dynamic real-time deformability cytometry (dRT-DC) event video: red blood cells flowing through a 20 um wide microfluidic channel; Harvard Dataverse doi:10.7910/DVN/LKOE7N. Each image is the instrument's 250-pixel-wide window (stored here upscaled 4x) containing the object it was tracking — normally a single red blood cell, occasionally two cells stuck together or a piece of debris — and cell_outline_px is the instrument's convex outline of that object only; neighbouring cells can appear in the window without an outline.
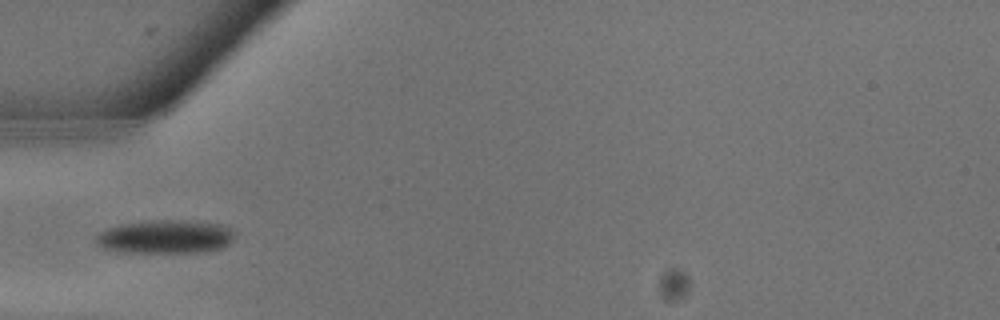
{"species": "common noctule bat (a hibernating species)", "species_latin": "Nyctalus noctula", "temperature_condition": "warm", "stored_images_in_passage": 2, "camera_frame_rate_fps": 3000, "um_per_image_px": 0.085, "animal": {"sex": "male", "body_mass_g": 13.3}, "frame": {"image": 1, "passage_image": 1, "time_ms": 0.0, "image_size_px": [1000, 320], "cell_outline_px": [[236, 236], [228, 244], [220, 248], [204, 252], [124, 252], [104, 248], [96, 240], [96, 236], [100, 232], [108, 228], [120, 224], [152, 220], [184, 220], [220, 224], [236, 232]], "centroid_in_image_um": [14.1, 20.12], "position_along_channel_um": 70.9, "area_um2": 26.93}}